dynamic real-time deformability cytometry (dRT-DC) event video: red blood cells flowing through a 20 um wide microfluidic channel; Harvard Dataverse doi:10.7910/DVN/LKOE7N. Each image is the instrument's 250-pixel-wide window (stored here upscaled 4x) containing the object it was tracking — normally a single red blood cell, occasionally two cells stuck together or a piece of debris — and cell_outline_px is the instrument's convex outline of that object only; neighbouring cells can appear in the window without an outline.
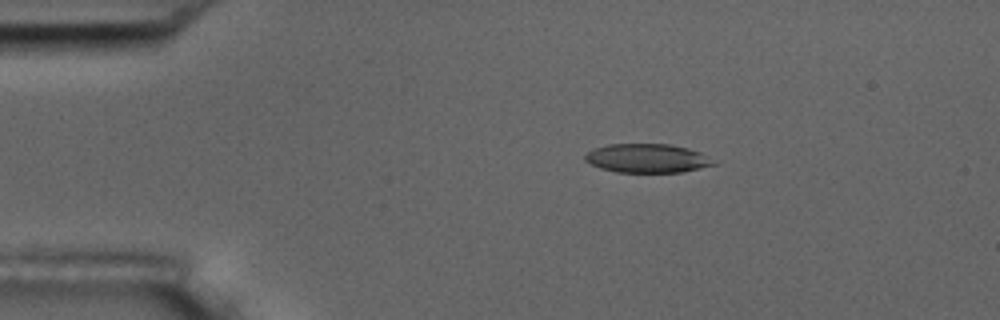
{"species": "common noctule bat (a hibernating species)", "species_latin": "Nyctalus noctula", "temperature_condition": "room temperature", "stored_images_in_passage": 53, "camera_frame_rate_fps": 3000, "um_per_image_px": 0.085, "animal": {"sex": "male", "body_mass_g": 17.5, "forearm_length_mm": 52.3}, "frame": {"image": 1, "passage_image": 9, "time_ms": 2.667, "image_size_px": [1000, 320], "cell_outline_px": [[716, 164], [700, 168], [680, 172], [616, 172], [600, 168], [584, 160], [584, 156], [592, 148], [608, 144], [668, 144], [688, 148], [700, 152]], "centroid_in_image_um": [54.95, 13.45], "position_along_channel_um": 30.0, "area_um2": 21.44}}
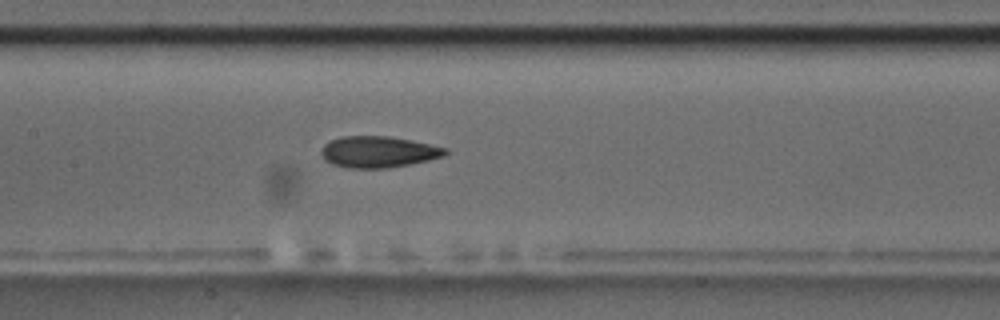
{"frame": {"image": 2, "passage_image": 25, "time_ms": 8.0, "image_size_px": [1000, 320], "cell_outline_px": [[448, 152], [444, 156], [428, 160], [408, 164], [384, 168], [348, 168], [332, 164], [324, 160], [320, 152], [324, 144], [340, 136], [388, 136], [412, 140], [448, 148]], "centroid_in_image_um": [32.15, 12.9], "position_along_channel_um": 175.3, "area_um2": 22.66}}
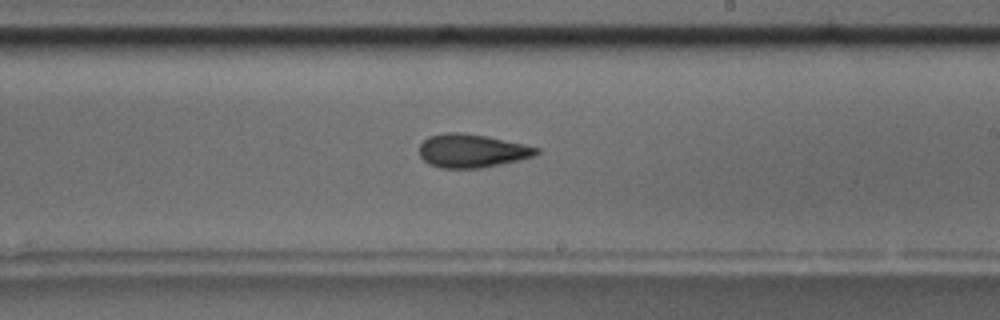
{"frame": {"image": 3, "passage_image": 31, "time_ms": 10.0, "image_size_px": [1000, 320], "cell_outline_px": [[540, 152], [532, 156], [520, 160], [480, 168], [440, 168], [428, 164], [420, 156], [420, 144], [428, 136], [444, 132], [460, 132], [484, 136], [540, 148]], "centroid_in_image_um": [40.07, 12.82], "position_along_channel_um": 248.9, "area_um2": 22.66}, "authors_computed_cell_mechanics": {"area_um2": 22.542, "velocity_mm_per_s": 3.7051, "shape_relaxation_time_tau1_ms": 6.2857, "shape_relaxation_time_tau2_ms": 3.4513, "deformation_change_tau1": 0.1515, "deformation_change_tau2": 0.1132}}